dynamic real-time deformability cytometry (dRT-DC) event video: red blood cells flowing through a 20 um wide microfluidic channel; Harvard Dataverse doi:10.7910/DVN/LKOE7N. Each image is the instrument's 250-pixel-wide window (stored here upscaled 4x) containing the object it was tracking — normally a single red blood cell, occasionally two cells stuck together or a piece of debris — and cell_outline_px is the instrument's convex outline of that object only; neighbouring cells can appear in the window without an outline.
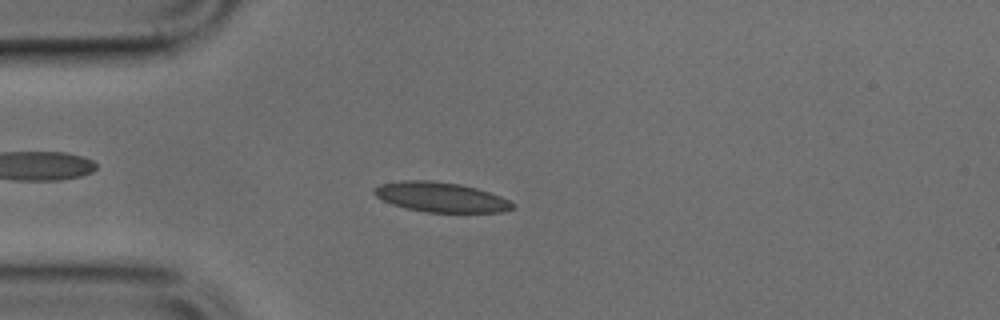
{"species": "common noctule bat (a hibernating species)", "species_latin": "Nyctalus noctula", "temperature_condition": "cold", "stored_images_in_passage": 48, "camera_frame_rate_fps": 3000, "um_per_image_px": 0.085, "animal": {"sex": "male", "body_mass_g": 17.9, "forearm_length_mm": 54.2}, "frame": {"image": 1, "passage_image": 12, "time_ms": 3.667, "image_size_px": [1000, 320], "cell_outline_px": [[516, 208], [504, 212], [424, 212], [392, 204], [376, 196], [372, 192], [372, 188], [380, 184], [404, 180], [432, 180], [460, 184], [476, 188], [500, 196], [516, 204]], "centroid_in_image_um": [37.48, 16.75], "position_along_channel_um": 47.5, "area_um2": 24.1}}
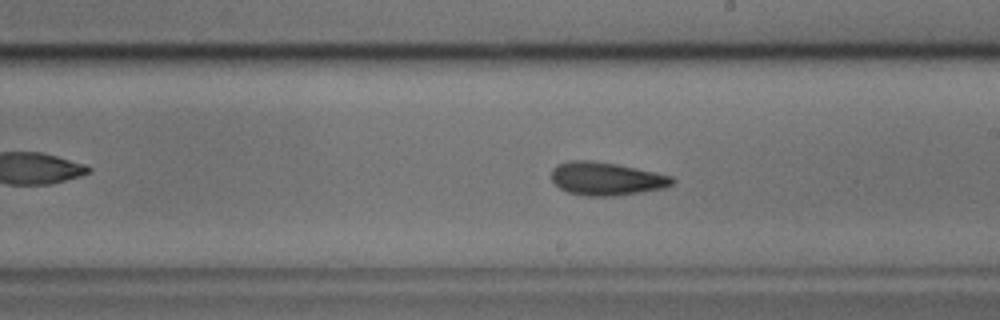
{"frame": {"image": 2, "passage_image": 27, "time_ms": 8.667, "image_size_px": [1000, 320], "cell_outline_px": [[676, 180], [672, 184], [664, 188], [640, 192], [612, 196], [588, 196], [568, 192], [560, 188], [552, 180], [552, 168], [556, 164], [568, 160], [588, 160], [616, 164], [656, 172], [672, 176]], "centroid_in_image_um": [51.52, 15.18], "position_along_channel_um": 237.5, "area_um2": 23.29}}
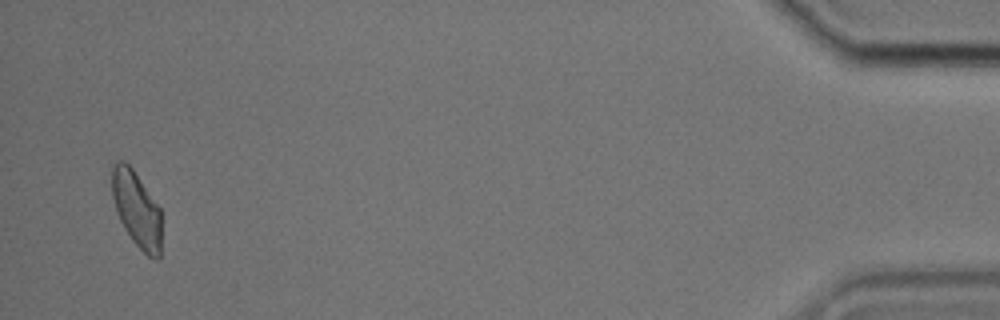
{"frame": {"image": 3, "passage_image": 47, "time_ms": 15.333, "image_size_px": [1000, 320], "cell_outline_px": [[160, 260], [156, 260], [148, 256], [132, 240], [124, 228], [120, 220], [112, 196], [112, 164], [120, 160], [124, 160], [132, 168], [160, 208]], "centroid_in_image_um": [11.61, 17.78], "position_along_channel_um": 423.6, "area_um2": 21.62}}